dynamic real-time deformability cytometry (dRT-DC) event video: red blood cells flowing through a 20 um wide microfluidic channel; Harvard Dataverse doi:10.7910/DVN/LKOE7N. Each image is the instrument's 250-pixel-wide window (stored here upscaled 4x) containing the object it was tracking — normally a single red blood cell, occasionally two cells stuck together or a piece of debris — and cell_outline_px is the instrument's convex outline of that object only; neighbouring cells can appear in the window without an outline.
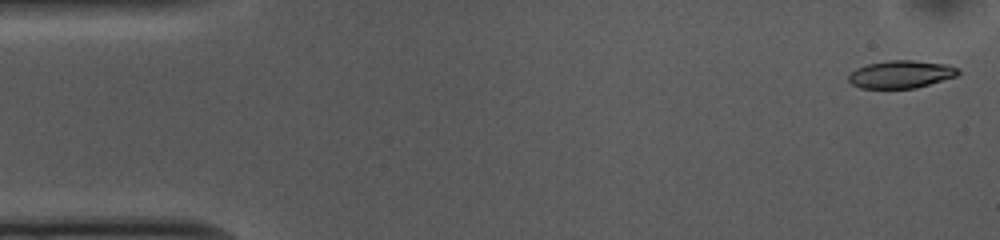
{"species": "common noctule bat (a hibernating species)", "species_latin": "Nyctalus noctula", "temperature_condition": "cold", "stored_images_in_passage": 8, "camera_frame_rate_fps": 3000, "um_per_image_px": 0.085, "animal": {"sex": "female", "body_mass_g": 10.0, "forearm_length_mm": 53.1}, "frame": {"image": 1, "passage_image": 1, "time_ms": 0.0, "image_size_px": [1000, 240], "cell_outline_px": [[960, 72], [956, 76], [916, 88], [860, 88], [852, 84], [848, 80], [848, 76], [856, 68], [868, 64], [888, 60], [912, 60], [948, 64], [960, 68]], "centroid_in_image_um": [76.6, 6.31], "position_along_channel_um": 8.4, "area_um2": 17.69}}